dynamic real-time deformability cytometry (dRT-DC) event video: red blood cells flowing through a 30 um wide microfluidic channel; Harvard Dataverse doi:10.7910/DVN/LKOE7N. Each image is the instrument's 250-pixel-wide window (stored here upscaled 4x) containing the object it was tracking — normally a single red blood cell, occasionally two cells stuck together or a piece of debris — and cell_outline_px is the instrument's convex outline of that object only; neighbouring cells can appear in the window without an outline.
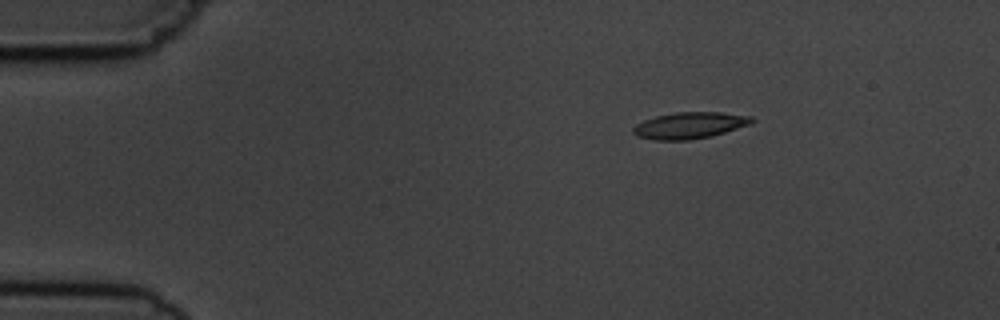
{"species": "common noctule bat (a hibernating species)", "species_latin": "Nyctalus noctula", "temperature_condition": "cold", "stored_images_in_passage": 2, "camera_frame_rate_fps": 3000, "um_per_image_px": 0.085, "animal": {"sex": "male", "body_mass_g": 19.5, "forearm_length_mm": 54.6}, "frame": {"image": 1, "passage_image": 1, "time_ms": 0.0, "image_size_px": [1000, 320], "cell_outline_px": [[756, 120], [752, 124], [712, 136], [688, 140], [656, 140], [636, 136], [632, 132], [632, 128], [636, 124], [644, 120], [656, 116], [676, 112], [720, 112], [752, 116]], "centroid_in_image_um": [58.64, 10.66], "position_along_channel_um": 26.4, "area_um2": 18.44}}